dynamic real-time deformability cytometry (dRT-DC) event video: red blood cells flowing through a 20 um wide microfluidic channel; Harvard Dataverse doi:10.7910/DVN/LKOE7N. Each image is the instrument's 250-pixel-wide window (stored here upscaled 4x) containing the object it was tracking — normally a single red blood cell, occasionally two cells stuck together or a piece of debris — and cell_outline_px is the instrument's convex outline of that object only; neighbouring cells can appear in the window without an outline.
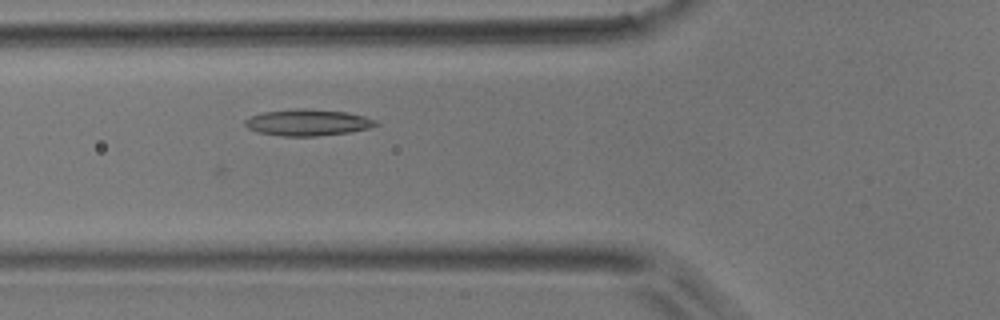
{"species": "common noctule bat (a hibernating species)", "species_latin": "Nyctalus noctula", "temperature_condition": "room temperature", "stored_images_in_passage": 27, "camera_frame_rate_fps": 3000, "um_per_image_px": 0.085, "animal": {"sex": "male", "body_mass_g": 17.9}, "frame": {"image": 1, "passage_image": 4, "time_ms": 1.0, "image_size_px": [1000, 320], "cell_outline_px": [[380, 124], [372, 128], [348, 132], [316, 136], [280, 136], [256, 132], [248, 128], [244, 124], [244, 120], [252, 116], [264, 112], [296, 108], [304, 108], [348, 112], [364, 116], [376, 120]], "centroid_in_image_um": [26.17, 10.41], "position_along_channel_um": 99.6, "area_um2": 20.29}}
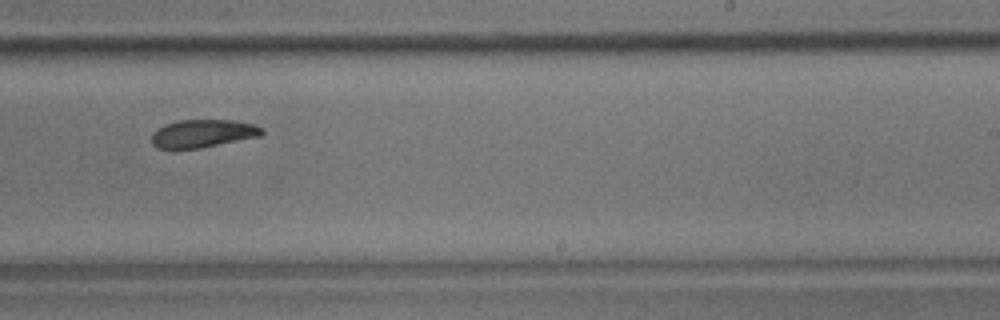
{"frame": {"image": 2, "passage_image": 17, "time_ms": 5.333, "image_size_px": [1000, 320], "cell_outline_px": [[264, 132], [260, 136], [200, 148], [156, 148], [152, 144], [152, 132], [164, 124], [180, 120], [232, 120], [252, 124], [264, 128]], "centroid_in_image_um": [17.23, 11.34], "position_along_channel_um": 271.8, "area_um2": 17.86}}
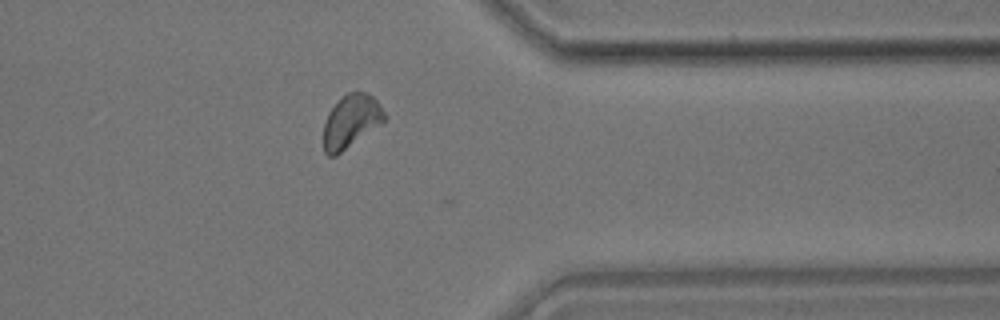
{"frame": {"image": 3, "passage_image": 26, "time_ms": 8.333, "image_size_px": [1000, 320], "cell_outline_px": [[388, 116], [380, 124], [336, 156], [328, 156], [324, 152], [324, 124], [328, 112], [348, 92], [364, 92], [372, 96], [376, 100]], "centroid_in_image_um": [29.83, 10.32], "position_along_channel_um": 381.6, "area_um2": 18.5}}